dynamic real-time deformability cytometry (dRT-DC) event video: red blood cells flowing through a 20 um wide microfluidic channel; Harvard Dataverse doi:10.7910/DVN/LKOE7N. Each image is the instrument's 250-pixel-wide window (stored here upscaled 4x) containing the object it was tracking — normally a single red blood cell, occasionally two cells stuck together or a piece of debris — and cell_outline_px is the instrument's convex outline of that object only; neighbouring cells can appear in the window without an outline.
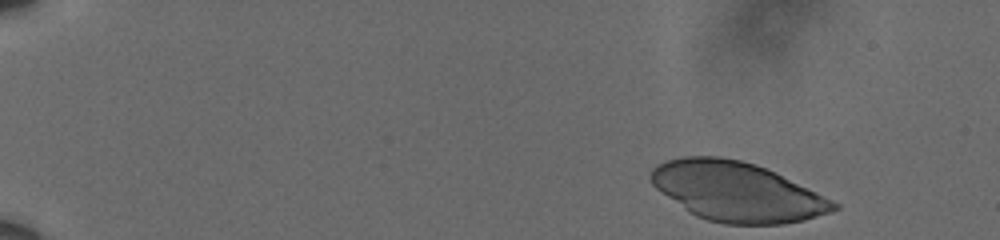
{"species": "human", "species_latin": "Homo sapiens", "temperature_condition": "cold", "stored_images_in_passage": 52, "camera_frame_rate_fps": 3000, "um_per_image_px": 0.085, "donor": {"sex": "male"}, "frame": {"image": 1, "passage_image": 1, "time_ms": 0.0, "image_size_px": [1000, 240], "cell_outline_px": [[840, 208], [832, 212], [804, 220], [784, 224], [724, 224], [708, 220], [696, 216], [688, 212], [656, 188], [652, 184], [648, 176], [652, 168], [656, 164], [668, 160], [684, 156], [720, 156], [740, 160], [756, 164], [816, 192], [840, 204]], "centroid_in_image_um": [62.61, 16.29], "position_along_channel_um": 22.4, "area_um2": 63.06}}